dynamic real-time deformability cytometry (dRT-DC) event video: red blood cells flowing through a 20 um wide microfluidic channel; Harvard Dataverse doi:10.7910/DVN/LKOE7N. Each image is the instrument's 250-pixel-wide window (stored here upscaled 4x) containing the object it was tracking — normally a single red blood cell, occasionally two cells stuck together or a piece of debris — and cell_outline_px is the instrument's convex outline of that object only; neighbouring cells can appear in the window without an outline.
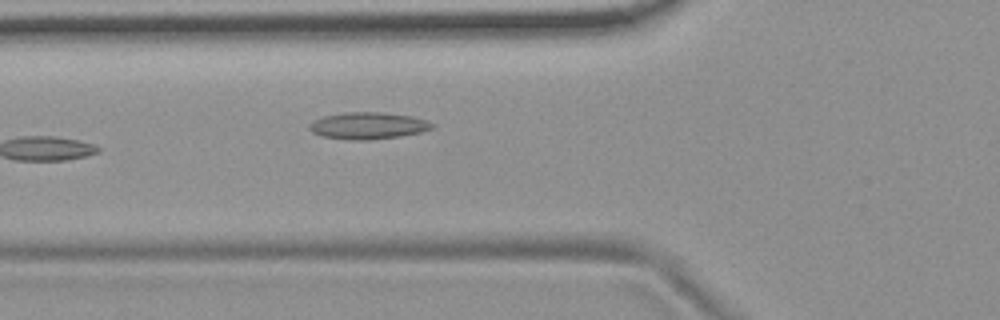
{"species": "common noctule bat (a hibernating species)", "species_latin": "Nyctalus noctula", "temperature_condition": "room temperature", "stored_images_in_passage": 6, "camera_frame_rate_fps": 3000, "um_per_image_px": 0.085, "animal": {"sex": "female", "body_mass_g": 19.9}, "frame": {"image": 1, "passage_image": 6, "time_ms": 6.0, "image_size_px": [1000, 320], "cell_outline_px": [[436, 124], [432, 128], [420, 132], [400, 136], [368, 140], [352, 140], [320, 136], [312, 132], [308, 128], [308, 124], [312, 120], [324, 116], [344, 112], [384, 112], [412, 116]], "centroid_in_image_um": [31.24, 10.68], "position_along_channel_um": 94.6, "area_um2": 19.31}}